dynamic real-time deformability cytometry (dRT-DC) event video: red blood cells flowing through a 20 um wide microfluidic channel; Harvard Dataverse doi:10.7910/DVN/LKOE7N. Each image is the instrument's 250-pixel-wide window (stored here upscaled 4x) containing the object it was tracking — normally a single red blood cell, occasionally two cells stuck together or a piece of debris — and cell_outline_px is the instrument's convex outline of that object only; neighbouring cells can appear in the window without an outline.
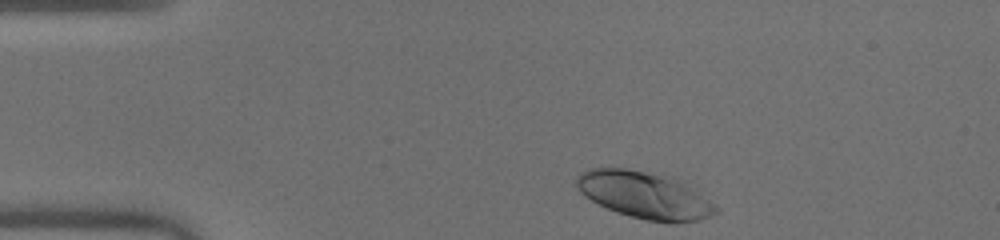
{"species": "human", "species_latin": "Homo sapiens", "temperature_condition": "warm", "stored_images_in_passage": 42, "camera_frame_rate_fps": 3000, "um_per_image_px": 0.085, "donor": {"sex": "male"}, "frame": {"image": 1, "passage_image": 1, "time_ms": 0.0, "image_size_px": [1000, 240], "cell_outline_px": [[720, 212], [700, 220], [668, 224], [648, 220], [616, 212], [584, 196], [580, 192], [576, 184], [576, 176], [580, 172], [588, 168], [624, 168], [672, 176], [680, 180], [716, 204], [720, 208]], "centroid_in_image_um": [54.83, 16.58], "position_along_channel_um": 30.2, "area_um2": 38.38}}
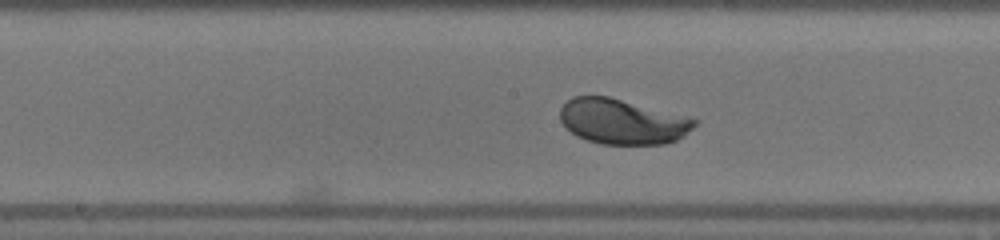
{"frame": {"image": 2, "passage_image": 18, "time_ms": 5.667, "image_size_px": [1000, 240], "cell_outline_px": [[696, 124], [684, 136], [676, 140], [664, 144], [600, 144], [576, 136], [564, 128], [560, 120], [560, 108], [572, 96], [608, 96], [696, 120]], "centroid_in_image_um": [52.81, 10.35], "position_along_channel_um": 195.4, "area_um2": 34.97}}
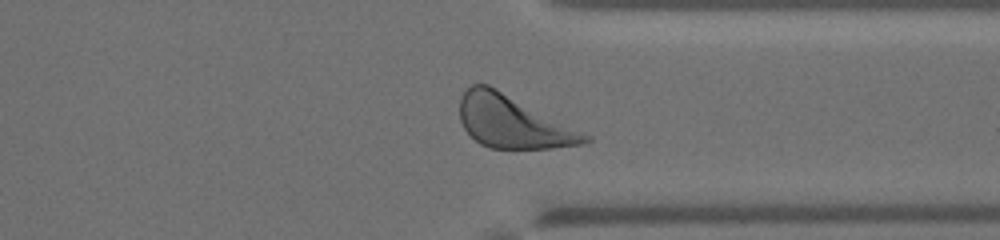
{"frame": {"image": 3, "passage_image": 31, "time_ms": 10.0, "image_size_px": [1000, 240], "cell_outline_px": [[592, 140], [584, 144], [552, 148], [488, 148], [480, 144], [464, 128], [460, 120], [460, 96], [472, 84], [488, 84], [592, 136]], "centroid_in_image_um": [43.6, 10.36], "position_along_channel_um": 367.8, "area_um2": 37.97}, "authors_computed_cell_mechanics": {"area_um2": 35.7204, "velocity_mm_per_s": 3.9893, "shape_relaxation_time_tau1_ms": 1.6913, "shape_relaxation_time_tau2_ms": null, "deformation_change_tau1": 0.1486, "deformation_change_tau2": null}}